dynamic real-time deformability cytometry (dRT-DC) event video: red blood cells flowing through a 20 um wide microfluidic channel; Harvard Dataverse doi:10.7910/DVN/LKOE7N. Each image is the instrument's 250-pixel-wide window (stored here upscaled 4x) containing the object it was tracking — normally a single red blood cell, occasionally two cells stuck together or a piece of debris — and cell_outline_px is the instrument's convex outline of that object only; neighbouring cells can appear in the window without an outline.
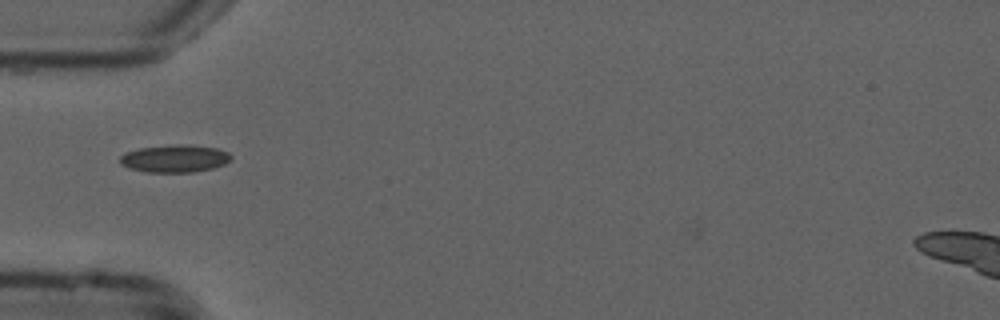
{"species": "common noctule bat (a hibernating species)", "species_latin": "Nyctalus noctula", "temperature_condition": "cold", "stored_images_in_passage": 19, "camera_frame_rate_fps": 3000, "um_per_image_px": 0.085, "animal": {"sex": "male", "forearm_length_mm": 52.5}, "frame": {"image": 1, "passage_image": 1, "time_ms": 0.0, "image_size_px": [1000, 320], "cell_outline_px": [[232, 156], [224, 164], [212, 168], [192, 172], [148, 172], [128, 168], [120, 164], [120, 156], [124, 152], [140, 148], [176, 144], [188, 144], [216, 148], [228, 152]], "centroid_in_image_um": [14.82, 13.47], "position_along_channel_um": 70.2, "area_um2": 17.8}}
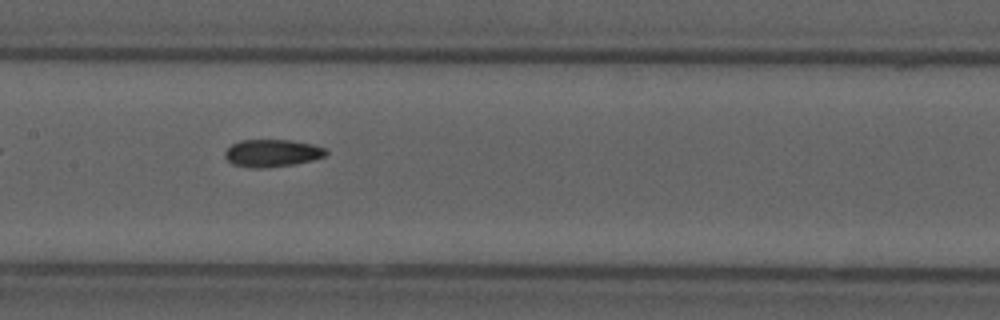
{"frame": {"image": 2, "passage_image": 10, "time_ms": 3.0, "image_size_px": [1000, 320], "cell_outline_px": [[328, 152], [324, 156], [312, 160], [292, 164], [268, 168], [248, 168], [232, 164], [224, 156], [224, 152], [232, 144], [240, 140], [292, 140], [312, 144], [324, 148]], "centroid_in_image_um": [23.09, 13.02], "position_along_channel_um": 184.3, "area_um2": 16.18}}
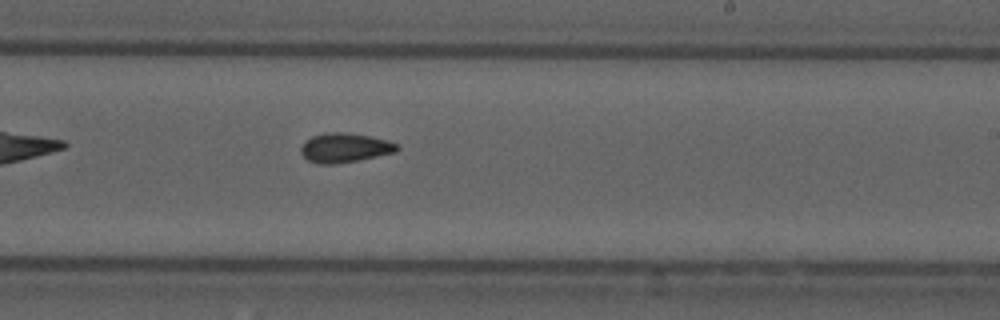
{"frame": {"image": 3, "passage_image": 16, "time_ms": 5.0, "image_size_px": [1000, 320], "cell_outline_px": [[400, 148], [396, 152], [356, 160], [332, 164], [320, 164], [308, 160], [300, 152], [300, 148], [312, 136], [328, 132], [344, 132], [368, 136], [388, 140], [400, 144]], "centroid_in_image_um": [29.34, 12.55], "position_along_channel_um": 259.7, "area_um2": 16.24}}